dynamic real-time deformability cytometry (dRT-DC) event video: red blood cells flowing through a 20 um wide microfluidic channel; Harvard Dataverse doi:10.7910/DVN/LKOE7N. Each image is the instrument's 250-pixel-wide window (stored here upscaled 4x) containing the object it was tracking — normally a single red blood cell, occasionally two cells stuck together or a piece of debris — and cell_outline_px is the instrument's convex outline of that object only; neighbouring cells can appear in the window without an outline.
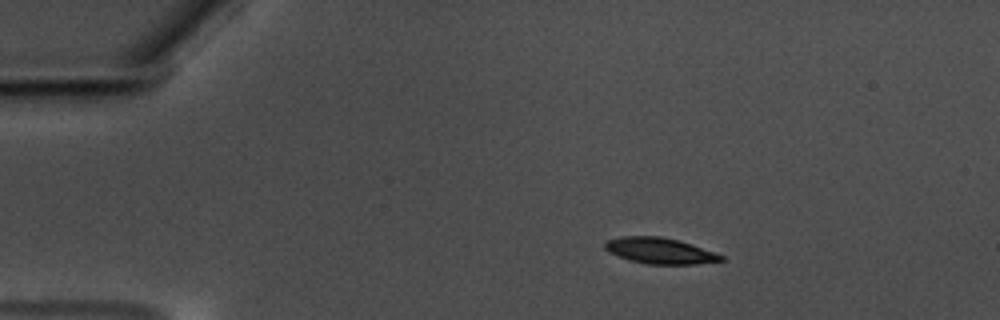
{"species": "common noctule bat (a hibernating species)", "species_latin": "Nyctalus noctula", "temperature_condition": "warm", "stored_images_in_passage": 31, "camera_frame_rate_fps": 3000, "um_per_image_px": 0.085, "animal": {"sex": "male", "body_mass_g": 17.5, "forearm_length_mm": 52.3}, "frame": {"image": 1, "passage_image": 1, "time_ms": 0.0, "image_size_px": [1000, 320], "cell_outline_px": [[724, 260], [696, 264], [648, 264], [628, 260], [608, 252], [604, 248], [604, 244], [608, 240], [620, 236], [660, 236], [680, 240], [692, 244], [724, 256]], "centroid_in_image_um": [56.06, 21.31], "position_along_channel_um": 28.9, "area_um2": 17.63}}
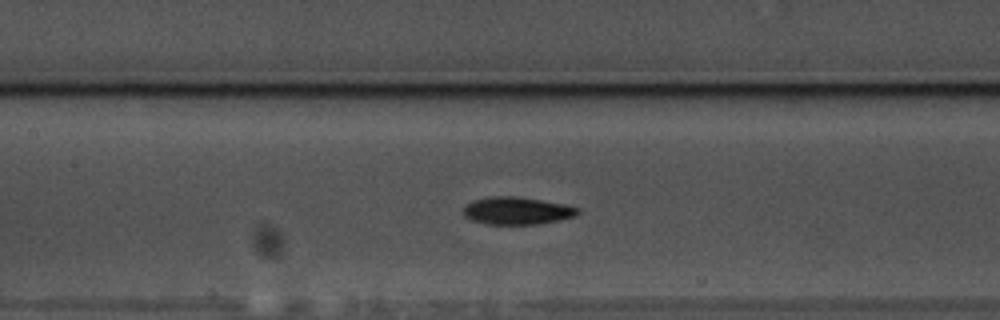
{"frame": {"image": 2, "passage_image": 18, "time_ms": 5.667, "image_size_px": [1000, 320], "cell_outline_px": [[580, 212], [576, 216], [560, 220], [540, 224], [484, 224], [468, 220], [464, 216], [464, 208], [472, 200], [492, 196], [520, 196], [564, 204], [580, 208]], "centroid_in_image_um": [43.95, 17.92], "position_along_channel_um": 163.5, "area_um2": 18.61}}
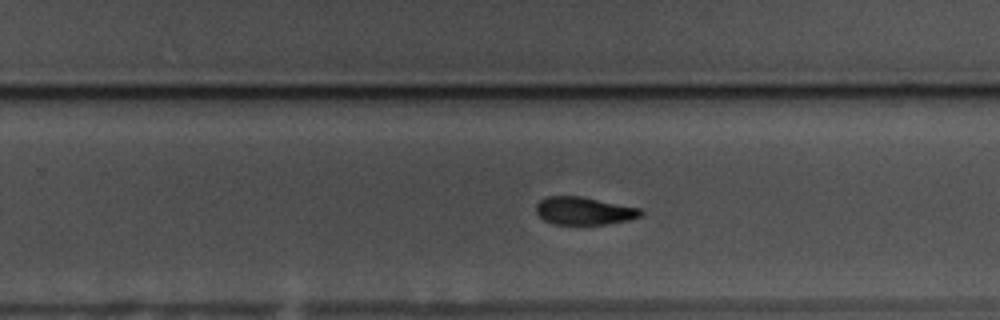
{"frame": {"image": 3, "passage_image": 28, "time_ms": 9.0, "image_size_px": [1000, 320], "cell_outline_px": [[644, 212], [640, 216], [628, 220], [604, 224], [552, 224], [544, 220], [536, 212], [536, 204], [540, 200], [548, 196], [584, 196], [640, 208]], "centroid_in_image_um": [49.64, 17.91], "position_along_channel_um": 280.2, "area_um2": 16.99}}